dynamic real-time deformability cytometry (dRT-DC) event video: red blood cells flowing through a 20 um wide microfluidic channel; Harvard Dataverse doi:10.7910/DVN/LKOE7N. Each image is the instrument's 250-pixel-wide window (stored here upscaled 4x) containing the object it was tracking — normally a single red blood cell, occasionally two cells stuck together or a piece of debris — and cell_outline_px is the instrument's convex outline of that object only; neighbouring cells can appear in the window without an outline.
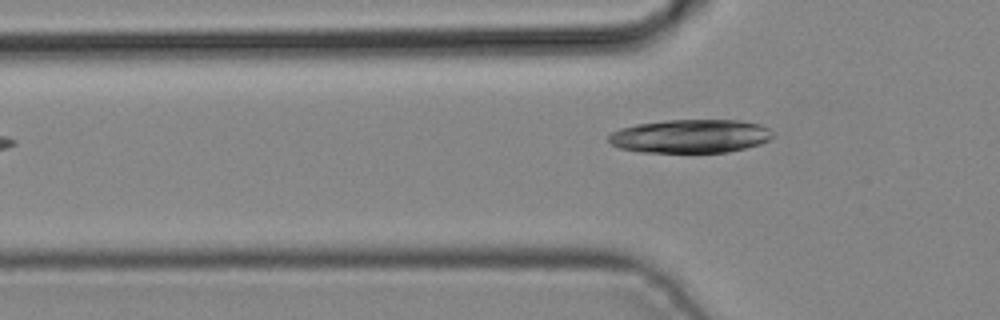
{"species": "common noctule bat (a hibernating species)", "species_latin": "Nyctalus noctula", "temperature_condition": "cold", "stored_images_in_passage": 4, "camera_frame_rate_fps": 3000, "um_per_image_px": 0.085, "animal": {"sex": "male", "body_mass_g": 19.2, "forearm_length_mm": 51.8}, "frame": {"image": 1, "passage_image": 4, "time_ms": 1.0, "image_size_px": [1000, 320], "cell_outline_px": [[772, 136], [768, 140], [760, 144], [748, 148], [728, 152], [640, 152], [620, 148], [612, 144], [608, 140], [608, 136], [612, 132], [620, 128], [636, 124], [664, 120], [740, 120], [760, 124], [768, 128], [772, 132]], "centroid_in_image_um": [58.68, 11.57], "position_along_channel_um": 67.1, "area_um2": 32.19}}